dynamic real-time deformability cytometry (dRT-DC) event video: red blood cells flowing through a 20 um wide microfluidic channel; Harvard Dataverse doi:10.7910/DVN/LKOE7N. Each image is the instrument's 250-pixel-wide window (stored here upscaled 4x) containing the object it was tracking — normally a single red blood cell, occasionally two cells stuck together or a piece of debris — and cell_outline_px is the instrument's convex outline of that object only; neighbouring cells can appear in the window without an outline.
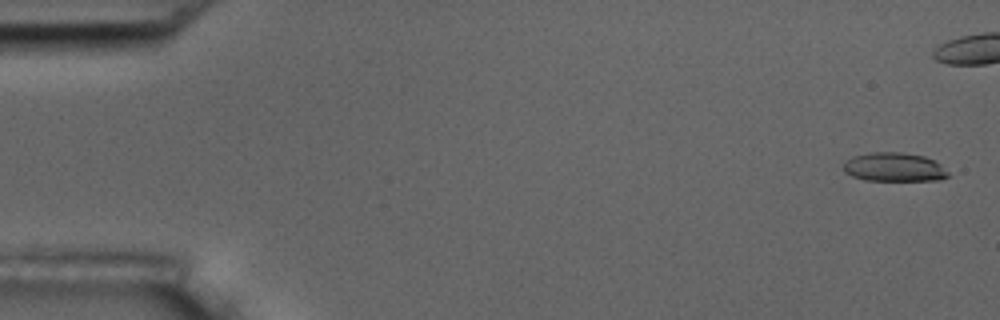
{"species": "common noctule bat (a hibernating species)", "species_latin": "Nyctalus noctula", "temperature_condition": "room temperature", "stored_images_in_passage": 7, "camera_frame_rate_fps": 3000, "um_per_image_px": 0.085, "animal": {"sex": "male", "body_mass_g": 17.5, "forearm_length_mm": 52.3}, "frame": {"image": 1, "passage_image": 1, "time_ms": 0.0, "image_size_px": [1000, 320], "cell_outline_px": [[948, 176], [940, 180], [864, 180], [852, 176], [844, 172], [844, 164], [852, 156], [872, 152], [900, 152], [924, 156], [940, 164], [948, 172]], "centroid_in_image_um": [75.99, 14.2], "position_along_channel_um": 9.0, "area_um2": 17.46}}